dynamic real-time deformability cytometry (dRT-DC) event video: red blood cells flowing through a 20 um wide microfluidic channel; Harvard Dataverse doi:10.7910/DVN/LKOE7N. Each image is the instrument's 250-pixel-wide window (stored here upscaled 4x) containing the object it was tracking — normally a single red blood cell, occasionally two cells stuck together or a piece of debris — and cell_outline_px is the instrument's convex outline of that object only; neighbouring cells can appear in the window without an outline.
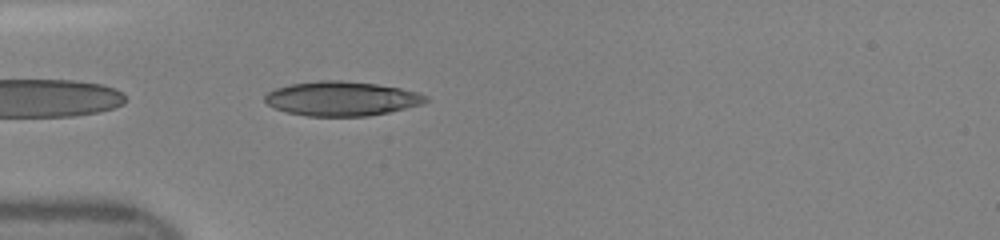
{"species": "human", "species_latin": "Homo sapiens", "temperature_condition": "room temperature", "stored_images_in_passage": 34, "camera_frame_rate_fps": 3000, "um_per_image_px": 0.085, "donor": {"sex": "female"}, "frame": {"image": 1, "passage_image": 1, "time_ms": 0.0, "image_size_px": [1000, 240], "cell_outline_px": [[428, 100], [424, 104], [388, 112], [368, 116], [308, 116], [288, 112], [276, 108], [268, 104], [264, 100], [264, 96], [268, 92], [276, 88], [292, 84], [320, 80], [340, 80], [376, 84], [400, 88], [416, 92], [428, 96]], "centroid_in_image_um": [29.06, 8.38], "position_along_channel_um": 55.9, "area_um2": 32.08}}
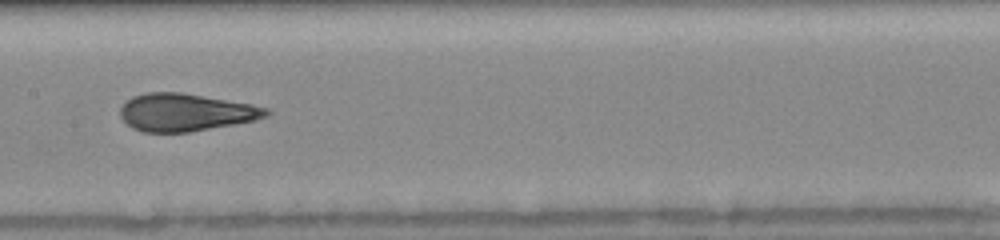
{"frame": {"image": 2, "passage_image": 11, "time_ms": 3.333, "image_size_px": [1000, 240], "cell_outline_px": [[272, 112], [268, 116], [256, 120], [188, 132], [144, 132], [132, 128], [120, 116], [120, 108], [132, 96], [144, 92], [180, 92], [252, 104], [268, 108]], "centroid_in_image_um": [15.79, 9.54], "position_along_channel_um": 191.6, "area_um2": 31.91}}
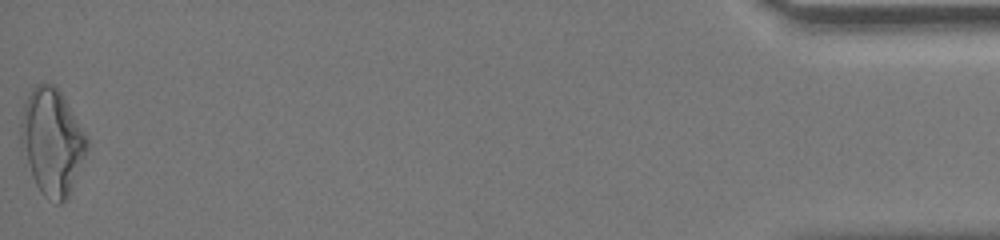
{"frame": {"image": 3, "passage_image": 34, "time_ms": 11.0, "image_size_px": [1000, 240], "cell_outline_px": [[88, 148], [72, 188], [68, 196], [60, 204], [56, 204], [48, 200], [40, 192], [32, 176], [20, 144], [20, 124], [24, 104], [32, 88], [36, 84], [56, 84], [64, 96], [88, 136]], "centroid_in_image_um": [4.43, 12.04], "position_along_channel_um": 430.8, "area_um2": 41.15}}